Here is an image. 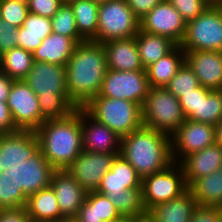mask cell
<instances>
[{
    "label": "cell",
    "mask_w": 222,
    "mask_h": 222,
    "mask_svg": "<svg viewBox=\"0 0 222 222\" xmlns=\"http://www.w3.org/2000/svg\"><path fill=\"white\" fill-rule=\"evenodd\" d=\"M65 69L69 99L83 108L100 93L108 70L103 44L93 40L77 43Z\"/></svg>",
    "instance_id": "6da1fadb"
},
{
    "label": "cell",
    "mask_w": 222,
    "mask_h": 222,
    "mask_svg": "<svg viewBox=\"0 0 222 222\" xmlns=\"http://www.w3.org/2000/svg\"><path fill=\"white\" fill-rule=\"evenodd\" d=\"M23 80L38 96L41 125L66 118L78 109L68 96L65 66L34 61Z\"/></svg>",
    "instance_id": "7a4b0ae2"
},
{
    "label": "cell",
    "mask_w": 222,
    "mask_h": 222,
    "mask_svg": "<svg viewBox=\"0 0 222 222\" xmlns=\"http://www.w3.org/2000/svg\"><path fill=\"white\" fill-rule=\"evenodd\" d=\"M35 134L48 163L66 170L83 151L81 108L66 118L45 121Z\"/></svg>",
    "instance_id": "3957f363"
},
{
    "label": "cell",
    "mask_w": 222,
    "mask_h": 222,
    "mask_svg": "<svg viewBox=\"0 0 222 222\" xmlns=\"http://www.w3.org/2000/svg\"><path fill=\"white\" fill-rule=\"evenodd\" d=\"M143 179L173 163L171 137L142 125L121 138L120 154Z\"/></svg>",
    "instance_id": "277c9868"
},
{
    "label": "cell",
    "mask_w": 222,
    "mask_h": 222,
    "mask_svg": "<svg viewBox=\"0 0 222 222\" xmlns=\"http://www.w3.org/2000/svg\"><path fill=\"white\" fill-rule=\"evenodd\" d=\"M83 109L121 138L143 125L142 108L130 100L96 96Z\"/></svg>",
    "instance_id": "5b68a950"
},
{
    "label": "cell",
    "mask_w": 222,
    "mask_h": 222,
    "mask_svg": "<svg viewBox=\"0 0 222 222\" xmlns=\"http://www.w3.org/2000/svg\"><path fill=\"white\" fill-rule=\"evenodd\" d=\"M141 108L143 125L169 137L186 120L179 99L165 87H150Z\"/></svg>",
    "instance_id": "8992f818"
},
{
    "label": "cell",
    "mask_w": 222,
    "mask_h": 222,
    "mask_svg": "<svg viewBox=\"0 0 222 222\" xmlns=\"http://www.w3.org/2000/svg\"><path fill=\"white\" fill-rule=\"evenodd\" d=\"M184 51L222 52V7L212 3L194 20L186 23V31L179 45Z\"/></svg>",
    "instance_id": "52a82bcc"
},
{
    "label": "cell",
    "mask_w": 222,
    "mask_h": 222,
    "mask_svg": "<svg viewBox=\"0 0 222 222\" xmlns=\"http://www.w3.org/2000/svg\"><path fill=\"white\" fill-rule=\"evenodd\" d=\"M140 21L126 0H108L99 4L97 35L93 41H106L135 37Z\"/></svg>",
    "instance_id": "ba28073f"
},
{
    "label": "cell",
    "mask_w": 222,
    "mask_h": 222,
    "mask_svg": "<svg viewBox=\"0 0 222 222\" xmlns=\"http://www.w3.org/2000/svg\"><path fill=\"white\" fill-rule=\"evenodd\" d=\"M188 189L180 163L173 162L166 169L142 179V202L146 211L156 204L167 202Z\"/></svg>",
    "instance_id": "9c48e42d"
},
{
    "label": "cell",
    "mask_w": 222,
    "mask_h": 222,
    "mask_svg": "<svg viewBox=\"0 0 222 222\" xmlns=\"http://www.w3.org/2000/svg\"><path fill=\"white\" fill-rule=\"evenodd\" d=\"M149 88L146 69L136 71L108 69L98 96L130 100L142 107Z\"/></svg>",
    "instance_id": "30bf717a"
},
{
    "label": "cell",
    "mask_w": 222,
    "mask_h": 222,
    "mask_svg": "<svg viewBox=\"0 0 222 222\" xmlns=\"http://www.w3.org/2000/svg\"><path fill=\"white\" fill-rule=\"evenodd\" d=\"M7 105L17 130L36 131L41 126L38 96L24 80H14Z\"/></svg>",
    "instance_id": "8fae6325"
},
{
    "label": "cell",
    "mask_w": 222,
    "mask_h": 222,
    "mask_svg": "<svg viewBox=\"0 0 222 222\" xmlns=\"http://www.w3.org/2000/svg\"><path fill=\"white\" fill-rule=\"evenodd\" d=\"M215 142V126L186 119L171 136L172 160L180 163L186 156Z\"/></svg>",
    "instance_id": "7c38bea8"
},
{
    "label": "cell",
    "mask_w": 222,
    "mask_h": 222,
    "mask_svg": "<svg viewBox=\"0 0 222 222\" xmlns=\"http://www.w3.org/2000/svg\"><path fill=\"white\" fill-rule=\"evenodd\" d=\"M55 169L48 163L39 150L22 165L11 166L6 174L17 188L28 198L30 195L49 187Z\"/></svg>",
    "instance_id": "4fadbf2b"
},
{
    "label": "cell",
    "mask_w": 222,
    "mask_h": 222,
    "mask_svg": "<svg viewBox=\"0 0 222 222\" xmlns=\"http://www.w3.org/2000/svg\"><path fill=\"white\" fill-rule=\"evenodd\" d=\"M139 21L141 31L168 37L177 45L184 38L186 22L168 0L156 5Z\"/></svg>",
    "instance_id": "5bb4252c"
},
{
    "label": "cell",
    "mask_w": 222,
    "mask_h": 222,
    "mask_svg": "<svg viewBox=\"0 0 222 222\" xmlns=\"http://www.w3.org/2000/svg\"><path fill=\"white\" fill-rule=\"evenodd\" d=\"M119 154L82 151L66 170L86 192L96 191Z\"/></svg>",
    "instance_id": "9a60e30c"
},
{
    "label": "cell",
    "mask_w": 222,
    "mask_h": 222,
    "mask_svg": "<svg viewBox=\"0 0 222 222\" xmlns=\"http://www.w3.org/2000/svg\"><path fill=\"white\" fill-rule=\"evenodd\" d=\"M40 150L35 131L17 130L0 134V172L22 165Z\"/></svg>",
    "instance_id": "2e32d148"
},
{
    "label": "cell",
    "mask_w": 222,
    "mask_h": 222,
    "mask_svg": "<svg viewBox=\"0 0 222 222\" xmlns=\"http://www.w3.org/2000/svg\"><path fill=\"white\" fill-rule=\"evenodd\" d=\"M83 151L120 153L121 137L81 108Z\"/></svg>",
    "instance_id": "e0dca14e"
},
{
    "label": "cell",
    "mask_w": 222,
    "mask_h": 222,
    "mask_svg": "<svg viewBox=\"0 0 222 222\" xmlns=\"http://www.w3.org/2000/svg\"><path fill=\"white\" fill-rule=\"evenodd\" d=\"M50 186L55 192L61 214L65 218H75L86 199L87 192L67 170H55Z\"/></svg>",
    "instance_id": "ac0fdd59"
},
{
    "label": "cell",
    "mask_w": 222,
    "mask_h": 222,
    "mask_svg": "<svg viewBox=\"0 0 222 222\" xmlns=\"http://www.w3.org/2000/svg\"><path fill=\"white\" fill-rule=\"evenodd\" d=\"M185 61L192 68L199 84L210 90H222V52L184 51Z\"/></svg>",
    "instance_id": "d6986e66"
},
{
    "label": "cell",
    "mask_w": 222,
    "mask_h": 222,
    "mask_svg": "<svg viewBox=\"0 0 222 222\" xmlns=\"http://www.w3.org/2000/svg\"><path fill=\"white\" fill-rule=\"evenodd\" d=\"M136 187H142V178L128 161L117 155L96 191L103 195H118L126 189Z\"/></svg>",
    "instance_id": "ffe728a7"
},
{
    "label": "cell",
    "mask_w": 222,
    "mask_h": 222,
    "mask_svg": "<svg viewBox=\"0 0 222 222\" xmlns=\"http://www.w3.org/2000/svg\"><path fill=\"white\" fill-rule=\"evenodd\" d=\"M189 186L195 179L207 176L222 167V146L214 143L186 156L180 162Z\"/></svg>",
    "instance_id": "44dd1931"
},
{
    "label": "cell",
    "mask_w": 222,
    "mask_h": 222,
    "mask_svg": "<svg viewBox=\"0 0 222 222\" xmlns=\"http://www.w3.org/2000/svg\"><path fill=\"white\" fill-rule=\"evenodd\" d=\"M105 49L107 67L116 71L143 70L136 37L106 41Z\"/></svg>",
    "instance_id": "7402d4cb"
},
{
    "label": "cell",
    "mask_w": 222,
    "mask_h": 222,
    "mask_svg": "<svg viewBox=\"0 0 222 222\" xmlns=\"http://www.w3.org/2000/svg\"><path fill=\"white\" fill-rule=\"evenodd\" d=\"M196 206L192 193L187 189L180 196L151 207L147 218L152 222H189Z\"/></svg>",
    "instance_id": "603a6c76"
},
{
    "label": "cell",
    "mask_w": 222,
    "mask_h": 222,
    "mask_svg": "<svg viewBox=\"0 0 222 222\" xmlns=\"http://www.w3.org/2000/svg\"><path fill=\"white\" fill-rule=\"evenodd\" d=\"M78 222H113L129 220L124 218L112 201L97 191L87 192L83 205L75 217Z\"/></svg>",
    "instance_id": "cb8c5ba5"
},
{
    "label": "cell",
    "mask_w": 222,
    "mask_h": 222,
    "mask_svg": "<svg viewBox=\"0 0 222 222\" xmlns=\"http://www.w3.org/2000/svg\"><path fill=\"white\" fill-rule=\"evenodd\" d=\"M76 45L73 38L52 32L33 52L34 61L65 66Z\"/></svg>",
    "instance_id": "d4e9b609"
},
{
    "label": "cell",
    "mask_w": 222,
    "mask_h": 222,
    "mask_svg": "<svg viewBox=\"0 0 222 222\" xmlns=\"http://www.w3.org/2000/svg\"><path fill=\"white\" fill-rule=\"evenodd\" d=\"M52 32L50 18L29 12L23 25L18 28L17 47L33 53Z\"/></svg>",
    "instance_id": "484cf974"
},
{
    "label": "cell",
    "mask_w": 222,
    "mask_h": 222,
    "mask_svg": "<svg viewBox=\"0 0 222 222\" xmlns=\"http://www.w3.org/2000/svg\"><path fill=\"white\" fill-rule=\"evenodd\" d=\"M185 62V52L177 45L171 52L146 68L150 87H165Z\"/></svg>",
    "instance_id": "4316f807"
},
{
    "label": "cell",
    "mask_w": 222,
    "mask_h": 222,
    "mask_svg": "<svg viewBox=\"0 0 222 222\" xmlns=\"http://www.w3.org/2000/svg\"><path fill=\"white\" fill-rule=\"evenodd\" d=\"M188 189L197 205L222 208V167L207 176L195 179Z\"/></svg>",
    "instance_id": "83f0119b"
},
{
    "label": "cell",
    "mask_w": 222,
    "mask_h": 222,
    "mask_svg": "<svg viewBox=\"0 0 222 222\" xmlns=\"http://www.w3.org/2000/svg\"><path fill=\"white\" fill-rule=\"evenodd\" d=\"M135 37L144 69L166 56L177 46L168 37L150 34L141 30H139Z\"/></svg>",
    "instance_id": "f1b7e54d"
},
{
    "label": "cell",
    "mask_w": 222,
    "mask_h": 222,
    "mask_svg": "<svg viewBox=\"0 0 222 222\" xmlns=\"http://www.w3.org/2000/svg\"><path fill=\"white\" fill-rule=\"evenodd\" d=\"M25 207L30 219L59 222L65 218L51 186L30 195Z\"/></svg>",
    "instance_id": "f546056e"
},
{
    "label": "cell",
    "mask_w": 222,
    "mask_h": 222,
    "mask_svg": "<svg viewBox=\"0 0 222 222\" xmlns=\"http://www.w3.org/2000/svg\"><path fill=\"white\" fill-rule=\"evenodd\" d=\"M73 9L79 36L84 40H94L98 27L99 4L91 0H74L69 3Z\"/></svg>",
    "instance_id": "4dcf8cb0"
},
{
    "label": "cell",
    "mask_w": 222,
    "mask_h": 222,
    "mask_svg": "<svg viewBox=\"0 0 222 222\" xmlns=\"http://www.w3.org/2000/svg\"><path fill=\"white\" fill-rule=\"evenodd\" d=\"M187 119L216 126L222 119V90H210L200 85L198 113Z\"/></svg>",
    "instance_id": "1f68e13d"
},
{
    "label": "cell",
    "mask_w": 222,
    "mask_h": 222,
    "mask_svg": "<svg viewBox=\"0 0 222 222\" xmlns=\"http://www.w3.org/2000/svg\"><path fill=\"white\" fill-rule=\"evenodd\" d=\"M33 63V53L21 47H14L0 56V69L14 80H23Z\"/></svg>",
    "instance_id": "d6a6232c"
},
{
    "label": "cell",
    "mask_w": 222,
    "mask_h": 222,
    "mask_svg": "<svg viewBox=\"0 0 222 222\" xmlns=\"http://www.w3.org/2000/svg\"><path fill=\"white\" fill-rule=\"evenodd\" d=\"M126 219L136 220L147 217L142 202V187L126 189L118 195H106Z\"/></svg>",
    "instance_id": "836d02e7"
},
{
    "label": "cell",
    "mask_w": 222,
    "mask_h": 222,
    "mask_svg": "<svg viewBox=\"0 0 222 222\" xmlns=\"http://www.w3.org/2000/svg\"><path fill=\"white\" fill-rule=\"evenodd\" d=\"M52 31L73 38L77 43L84 41L78 33L73 9L69 3H64L51 18Z\"/></svg>",
    "instance_id": "e575fe53"
},
{
    "label": "cell",
    "mask_w": 222,
    "mask_h": 222,
    "mask_svg": "<svg viewBox=\"0 0 222 222\" xmlns=\"http://www.w3.org/2000/svg\"><path fill=\"white\" fill-rule=\"evenodd\" d=\"M199 86L198 78L194 74L192 68L185 61L165 88L179 99L181 95L192 92L193 89Z\"/></svg>",
    "instance_id": "d590c367"
},
{
    "label": "cell",
    "mask_w": 222,
    "mask_h": 222,
    "mask_svg": "<svg viewBox=\"0 0 222 222\" xmlns=\"http://www.w3.org/2000/svg\"><path fill=\"white\" fill-rule=\"evenodd\" d=\"M26 203L27 198L6 171L0 172V209L25 207Z\"/></svg>",
    "instance_id": "8d00e7d4"
},
{
    "label": "cell",
    "mask_w": 222,
    "mask_h": 222,
    "mask_svg": "<svg viewBox=\"0 0 222 222\" xmlns=\"http://www.w3.org/2000/svg\"><path fill=\"white\" fill-rule=\"evenodd\" d=\"M29 13L27 0H0V18L21 27Z\"/></svg>",
    "instance_id": "74e56055"
},
{
    "label": "cell",
    "mask_w": 222,
    "mask_h": 222,
    "mask_svg": "<svg viewBox=\"0 0 222 222\" xmlns=\"http://www.w3.org/2000/svg\"><path fill=\"white\" fill-rule=\"evenodd\" d=\"M188 23L203 13L213 2L211 0H168Z\"/></svg>",
    "instance_id": "f35d334b"
},
{
    "label": "cell",
    "mask_w": 222,
    "mask_h": 222,
    "mask_svg": "<svg viewBox=\"0 0 222 222\" xmlns=\"http://www.w3.org/2000/svg\"><path fill=\"white\" fill-rule=\"evenodd\" d=\"M30 13L52 18L64 4L62 0H27Z\"/></svg>",
    "instance_id": "ab89813d"
},
{
    "label": "cell",
    "mask_w": 222,
    "mask_h": 222,
    "mask_svg": "<svg viewBox=\"0 0 222 222\" xmlns=\"http://www.w3.org/2000/svg\"><path fill=\"white\" fill-rule=\"evenodd\" d=\"M18 27L0 18V56L17 47Z\"/></svg>",
    "instance_id": "60d3db41"
},
{
    "label": "cell",
    "mask_w": 222,
    "mask_h": 222,
    "mask_svg": "<svg viewBox=\"0 0 222 222\" xmlns=\"http://www.w3.org/2000/svg\"><path fill=\"white\" fill-rule=\"evenodd\" d=\"M222 208L197 205L189 222H221Z\"/></svg>",
    "instance_id": "b9f144b4"
},
{
    "label": "cell",
    "mask_w": 222,
    "mask_h": 222,
    "mask_svg": "<svg viewBox=\"0 0 222 222\" xmlns=\"http://www.w3.org/2000/svg\"><path fill=\"white\" fill-rule=\"evenodd\" d=\"M179 101L186 119L192 113H198V104L200 102V86L193 89L192 92L181 95Z\"/></svg>",
    "instance_id": "7bdbcfd3"
},
{
    "label": "cell",
    "mask_w": 222,
    "mask_h": 222,
    "mask_svg": "<svg viewBox=\"0 0 222 222\" xmlns=\"http://www.w3.org/2000/svg\"><path fill=\"white\" fill-rule=\"evenodd\" d=\"M26 207L0 209V222H29Z\"/></svg>",
    "instance_id": "ee69618b"
},
{
    "label": "cell",
    "mask_w": 222,
    "mask_h": 222,
    "mask_svg": "<svg viewBox=\"0 0 222 222\" xmlns=\"http://www.w3.org/2000/svg\"><path fill=\"white\" fill-rule=\"evenodd\" d=\"M135 16L140 20L163 0H126Z\"/></svg>",
    "instance_id": "f6af8a7d"
},
{
    "label": "cell",
    "mask_w": 222,
    "mask_h": 222,
    "mask_svg": "<svg viewBox=\"0 0 222 222\" xmlns=\"http://www.w3.org/2000/svg\"><path fill=\"white\" fill-rule=\"evenodd\" d=\"M15 128L9 107L6 102H0V134L12 133Z\"/></svg>",
    "instance_id": "bcb514c9"
},
{
    "label": "cell",
    "mask_w": 222,
    "mask_h": 222,
    "mask_svg": "<svg viewBox=\"0 0 222 222\" xmlns=\"http://www.w3.org/2000/svg\"><path fill=\"white\" fill-rule=\"evenodd\" d=\"M13 83L14 79L0 69V102L7 103Z\"/></svg>",
    "instance_id": "7dc6e473"
},
{
    "label": "cell",
    "mask_w": 222,
    "mask_h": 222,
    "mask_svg": "<svg viewBox=\"0 0 222 222\" xmlns=\"http://www.w3.org/2000/svg\"><path fill=\"white\" fill-rule=\"evenodd\" d=\"M216 143L222 146V119L215 126Z\"/></svg>",
    "instance_id": "c3c4849f"
},
{
    "label": "cell",
    "mask_w": 222,
    "mask_h": 222,
    "mask_svg": "<svg viewBox=\"0 0 222 222\" xmlns=\"http://www.w3.org/2000/svg\"><path fill=\"white\" fill-rule=\"evenodd\" d=\"M131 222H152V221L148 219L147 217H145L141 219L131 220Z\"/></svg>",
    "instance_id": "681fc988"
},
{
    "label": "cell",
    "mask_w": 222,
    "mask_h": 222,
    "mask_svg": "<svg viewBox=\"0 0 222 222\" xmlns=\"http://www.w3.org/2000/svg\"><path fill=\"white\" fill-rule=\"evenodd\" d=\"M59 222H78L75 218H64L61 219Z\"/></svg>",
    "instance_id": "f907efd6"
},
{
    "label": "cell",
    "mask_w": 222,
    "mask_h": 222,
    "mask_svg": "<svg viewBox=\"0 0 222 222\" xmlns=\"http://www.w3.org/2000/svg\"><path fill=\"white\" fill-rule=\"evenodd\" d=\"M91 1H93L94 3H97V4H102V3L107 2L108 0H91Z\"/></svg>",
    "instance_id": "816d5d0a"
},
{
    "label": "cell",
    "mask_w": 222,
    "mask_h": 222,
    "mask_svg": "<svg viewBox=\"0 0 222 222\" xmlns=\"http://www.w3.org/2000/svg\"><path fill=\"white\" fill-rule=\"evenodd\" d=\"M29 222H53V221H44V220L30 219Z\"/></svg>",
    "instance_id": "f5cc1de1"
},
{
    "label": "cell",
    "mask_w": 222,
    "mask_h": 222,
    "mask_svg": "<svg viewBox=\"0 0 222 222\" xmlns=\"http://www.w3.org/2000/svg\"><path fill=\"white\" fill-rule=\"evenodd\" d=\"M213 3L221 5L222 4V0H213Z\"/></svg>",
    "instance_id": "db71d44e"
},
{
    "label": "cell",
    "mask_w": 222,
    "mask_h": 222,
    "mask_svg": "<svg viewBox=\"0 0 222 222\" xmlns=\"http://www.w3.org/2000/svg\"><path fill=\"white\" fill-rule=\"evenodd\" d=\"M113 222H131V220H121V221H113Z\"/></svg>",
    "instance_id": "11a10c76"
},
{
    "label": "cell",
    "mask_w": 222,
    "mask_h": 222,
    "mask_svg": "<svg viewBox=\"0 0 222 222\" xmlns=\"http://www.w3.org/2000/svg\"><path fill=\"white\" fill-rule=\"evenodd\" d=\"M64 3H70V2H72V1H74V0H62Z\"/></svg>",
    "instance_id": "9f6ffc18"
}]
</instances>
